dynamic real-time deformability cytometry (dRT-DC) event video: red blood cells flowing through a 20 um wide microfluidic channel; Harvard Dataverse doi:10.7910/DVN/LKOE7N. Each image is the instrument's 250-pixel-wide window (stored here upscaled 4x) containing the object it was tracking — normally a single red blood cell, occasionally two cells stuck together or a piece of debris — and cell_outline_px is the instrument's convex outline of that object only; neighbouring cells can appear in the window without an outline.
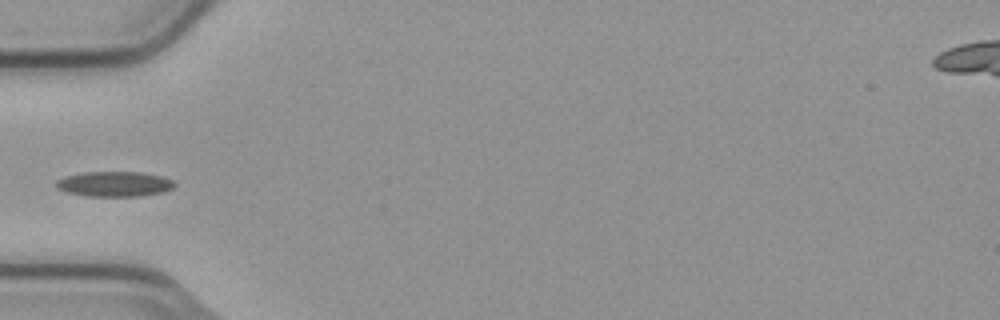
{"species": "common noctule bat (a hibernating species)", "species_latin": "Nyctalus noctula", "temperature_condition": "cold", "stored_images_in_passage": 6, "camera_frame_rate_fps": 3000, "um_per_image_px": 0.085, "animal": {"sex": "male", "body_mass_g": 23.1, "forearm_length_mm": 52.7}, "frame": {"image": 1, "passage_image": 5, "time_ms": 1.333, "image_size_px": [1000, 320], "cell_outline_px": [[176, 184], [172, 188], [164, 192], [140, 196], [88, 196], [64, 192], [56, 188], [56, 180], [64, 176], [84, 172], [140, 172], [160, 176], [172, 180]], "centroid_in_image_um": [9.69, 15.64], "position_along_channel_um": 75.3, "area_um2": 17.4}}
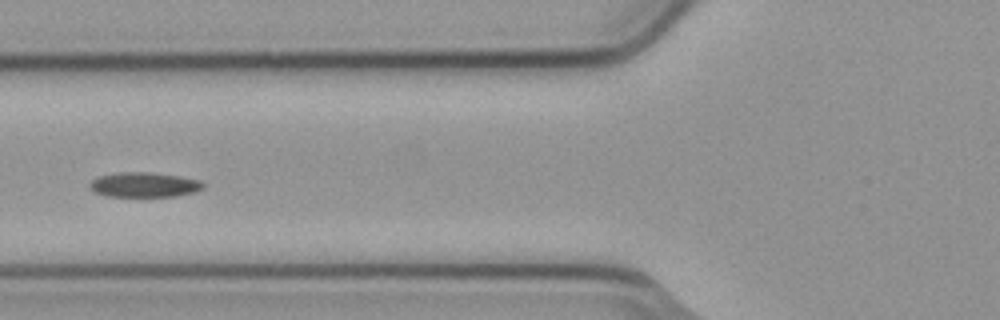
{"frame": {"image": 2, "passage_image": 6, "time_ms": 1.667, "image_size_px": [1000, 320], "cell_outline_px": [[204, 188], [196, 192], [176, 196], [104, 196], [92, 192], [88, 188], [88, 184], [96, 176], [120, 172], [148, 172], [180, 176], [200, 180], [204, 184]], "centroid_in_image_um": [12.21, 15.7], "position_along_channel_um": 113.6, "area_um2": 16.7}}